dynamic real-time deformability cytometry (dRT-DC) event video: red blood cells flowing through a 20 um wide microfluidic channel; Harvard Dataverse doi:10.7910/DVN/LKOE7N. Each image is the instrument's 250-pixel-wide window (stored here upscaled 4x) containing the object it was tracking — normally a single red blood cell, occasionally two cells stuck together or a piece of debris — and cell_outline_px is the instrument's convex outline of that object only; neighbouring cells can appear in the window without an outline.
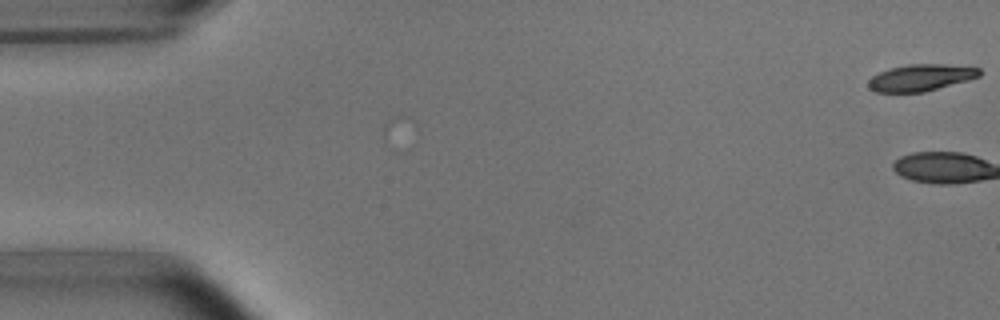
{"species": "common noctule bat (a hibernating species)", "species_latin": "Nyctalus noctula", "temperature_condition": "room temperature", "stored_images_in_passage": 3, "camera_frame_rate_fps": 3000, "um_per_image_px": 0.085, "animal": {"sex": "male", "body_mass_g": 15.6}, "frame": {"image": 1, "passage_image": 3, "time_ms": 0.667, "image_size_px": [1000, 320], "cell_outline_px": [[980, 76], [968, 80], [924, 92], [876, 92], [868, 88], [868, 80], [872, 76], [880, 72], [892, 68], [908, 64], [944, 64], [980, 68]], "centroid_in_image_um": [78.25, 6.6], "position_along_channel_um": 6.7, "area_um2": 17.17}}